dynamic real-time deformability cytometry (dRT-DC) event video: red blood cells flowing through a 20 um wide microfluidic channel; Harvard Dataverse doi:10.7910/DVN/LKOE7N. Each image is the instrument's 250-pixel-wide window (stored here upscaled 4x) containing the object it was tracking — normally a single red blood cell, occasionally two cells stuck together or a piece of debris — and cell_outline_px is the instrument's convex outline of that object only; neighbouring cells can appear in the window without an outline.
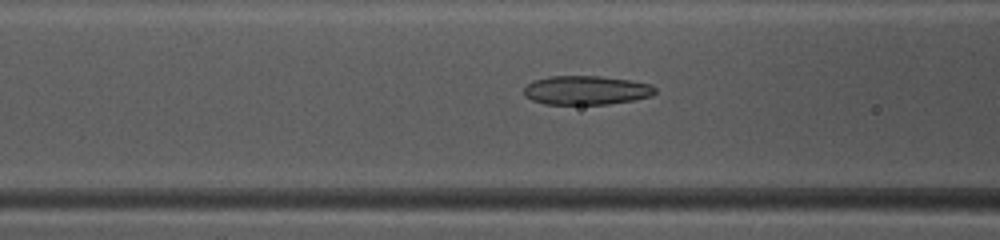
{"species": "common noctule bat (a hibernating species)", "species_latin": "Nyctalus noctula", "temperature_condition": "warm", "stored_images_in_passage": 48, "camera_frame_rate_fps": 3000, "um_per_image_px": 0.085, "animal": {"sex": "female", "body_mass_g": 10.0, "forearm_length_mm": 53.1}, "frame": {"image": 1, "passage_image": 20, "time_ms": 6.333, "image_size_px": [1000, 240], "cell_outline_px": [[656, 92], [652, 96], [632, 100], [608, 104], [544, 104], [532, 100], [524, 96], [524, 88], [532, 80], [548, 76], [600, 76], [628, 80], [652, 84], [656, 88]], "centroid_in_image_um": [49.81, 7.67], "position_along_channel_um": 116.8, "area_um2": 22.25}}
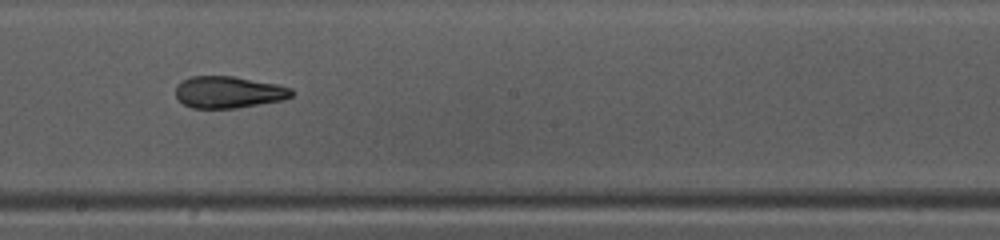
{"frame": {"image": 2, "passage_image": 28, "time_ms": 9.0, "image_size_px": [1000, 240], "cell_outline_px": [[296, 92], [292, 96], [284, 100], [236, 108], [192, 108], [184, 104], [176, 96], [176, 84], [180, 80], [192, 76], [232, 76], [276, 84], [292, 88]], "centroid_in_image_um": [19.44, 7.83], "position_along_channel_um": 228.8, "area_um2": 21.62}}
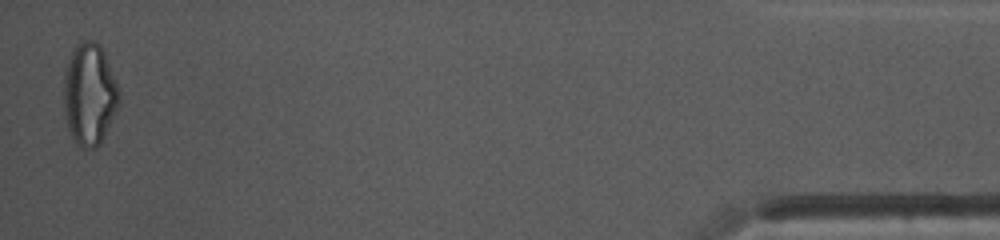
{"frame": {"image": 3, "passage_image": 48, "time_ms": 15.667, "image_size_px": [1000, 240], "cell_outline_px": [[120, 100], [104, 136], [100, 144], [96, 148], [84, 148], [76, 144], [68, 128], [64, 116], [64, 72], [72, 48], [76, 44], [84, 40], [92, 40], [100, 44], [104, 52], [120, 88]], "centroid_in_image_um": [7.6, 7.98], "position_along_channel_um": 427.6, "area_um2": 33.12}, "authors_computed_cell_mechanics": {"area_um2": 23.6691, "velocity_mm_per_s": 4.1921, "shape_relaxation_time_tau1_ms": null, "shape_relaxation_time_tau2_ms": 2.1879, "deformation_change_tau1": null, "deformation_change_tau2": 0.102}}